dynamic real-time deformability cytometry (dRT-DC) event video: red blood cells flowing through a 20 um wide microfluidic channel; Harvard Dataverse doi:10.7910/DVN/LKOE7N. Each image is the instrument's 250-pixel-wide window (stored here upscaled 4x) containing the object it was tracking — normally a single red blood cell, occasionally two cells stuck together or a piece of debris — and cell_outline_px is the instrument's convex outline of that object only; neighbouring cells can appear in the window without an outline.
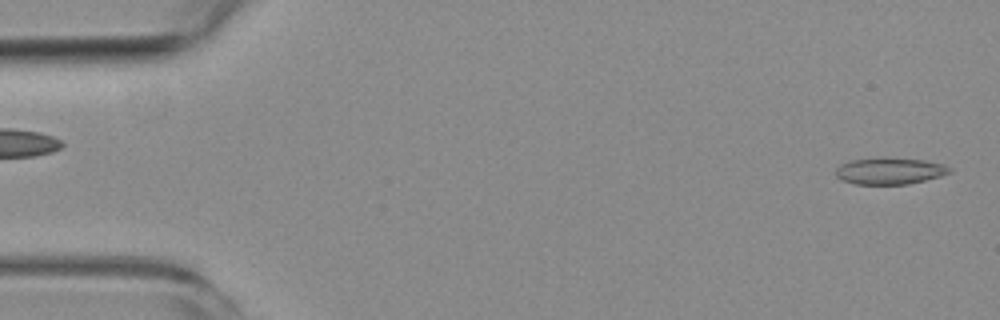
{"species": "common noctule bat (a hibernating species)", "species_latin": "Nyctalus noctula", "temperature_condition": "room temperature", "stored_images_in_passage": 6, "segment_of_instrument_passage": [2, 2], "camera_frame_rate_fps": 3000, "um_per_image_px": 0.085, "animal": {"sex": "female", "body_mass_g": 19.3, "forearm_length_mm": 54.1}, "frame": {"image": 1, "passage_image": 6, "time_ms": 6.0, "image_size_px": [1000, 320], "cell_outline_px": [[952, 172], [940, 176], [908, 184], [856, 184], [844, 180], [836, 176], [836, 168], [840, 164], [852, 160], [884, 156], [924, 160], [944, 164], [952, 168]], "centroid_in_image_um": [75.65, 14.51], "position_along_channel_um": 9.4, "area_um2": 17.86}}